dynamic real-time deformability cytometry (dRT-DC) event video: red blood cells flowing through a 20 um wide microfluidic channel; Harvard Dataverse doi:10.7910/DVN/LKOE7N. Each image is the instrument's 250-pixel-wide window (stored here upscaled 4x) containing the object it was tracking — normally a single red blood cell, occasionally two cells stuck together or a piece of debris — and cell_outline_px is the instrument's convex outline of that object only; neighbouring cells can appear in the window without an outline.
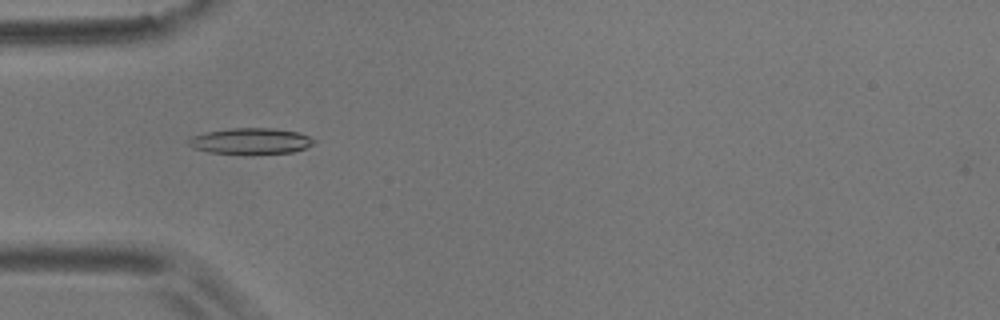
{"species": "common noctule bat (a hibernating species)", "species_latin": "Nyctalus noctula", "temperature_condition": "room temperature", "stored_images_in_passage": 3, "camera_frame_rate_fps": 3000, "um_per_image_px": 0.085, "animal": {"sex": "male", "body_mass_g": 17.9}, "frame": {"image": 1, "passage_image": 2, "time_ms": 0.333, "image_size_px": [1000, 320], "cell_outline_px": [[316, 140], [312, 144], [304, 148], [292, 152], [208, 152], [196, 148], [188, 144], [188, 140], [192, 136], [208, 132], [228, 128], [272, 128], [300, 132]], "centroid_in_image_um": [21.33, 11.95], "position_along_channel_um": 63.7, "area_um2": 18.26}}
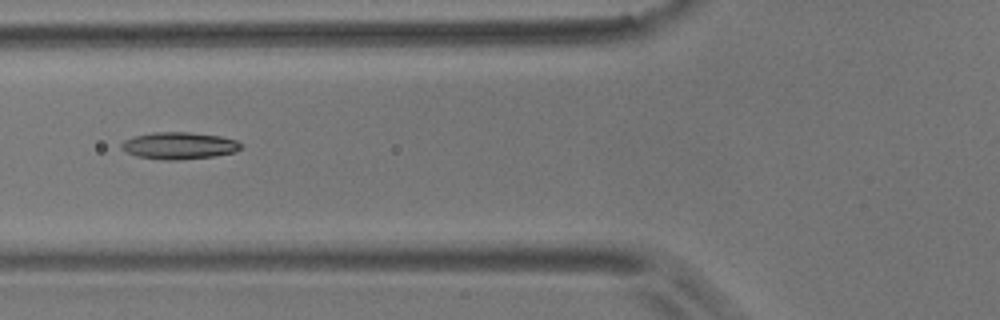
{"frame": {"image": 2, "passage_image": 3, "time_ms": 0.667, "image_size_px": [1000, 320], "cell_outline_px": [[240, 148], [236, 152], [212, 156], [180, 160], [160, 160], [136, 156], [124, 152], [120, 148], [120, 144], [124, 140], [136, 136], [152, 132], [188, 132], [220, 136], [236, 140], [240, 144]], "centroid_in_image_um": [15.16, 12.39], "position_along_channel_um": 110.6, "area_um2": 18.84}}